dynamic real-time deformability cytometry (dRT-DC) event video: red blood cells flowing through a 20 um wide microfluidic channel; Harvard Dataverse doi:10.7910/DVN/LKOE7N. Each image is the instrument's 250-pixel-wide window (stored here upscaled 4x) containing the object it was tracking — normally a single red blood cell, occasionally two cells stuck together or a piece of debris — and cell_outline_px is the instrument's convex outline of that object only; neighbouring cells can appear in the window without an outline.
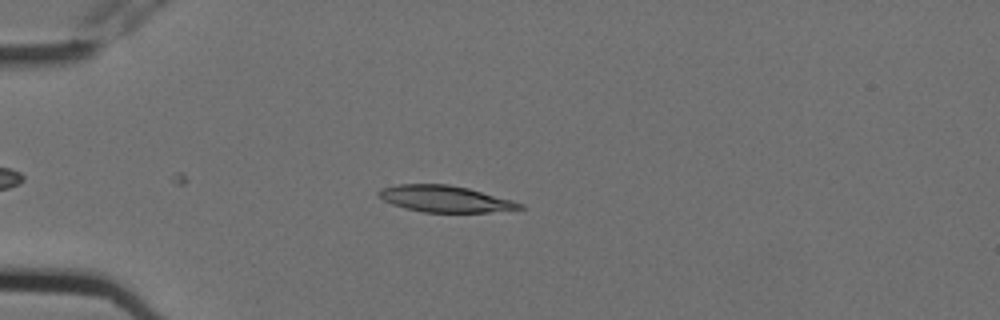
{"species": "Egyptian fruit bat (a non-hibernating species)", "species_latin": "Rousettus aegyptiacus", "temperature_condition": "cold", "stored_images_in_passage": 8, "camera_frame_rate_fps": 3000, "um_per_image_px": 0.085, "animal": {"sex": "female"}, "frame": {"image": 1, "passage_image": 4, "time_ms": 1.0, "image_size_px": [1000, 320], "cell_outline_px": [[524, 208], [488, 212], [424, 212], [392, 204], [376, 196], [376, 192], [380, 188], [396, 184], [448, 184], [468, 188], [512, 200], [524, 204]], "centroid_in_image_um": [37.78, 16.89], "position_along_channel_um": 47.2, "area_um2": 21.68}}
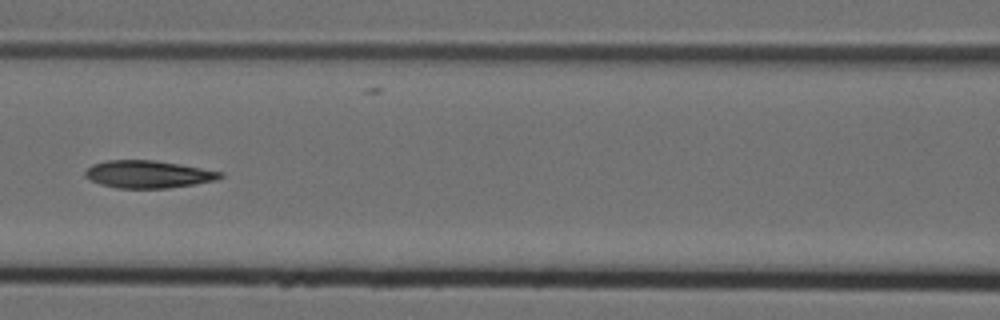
{"frame": {"image": 2, "passage_image": 7, "time_ms": 2.0, "image_size_px": [1000, 320], "cell_outline_px": [[224, 176], [216, 180], [168, 188], [116, 188], [100, 184], [84, 176], [84, 172], [92, 164], [104, 160], [152, 160], [180, 164], [224, 172]], "centroid_in_image_um": [12.58, 14.8], "position_along_channel_um": 154.0, "area_um2": 21.62}}
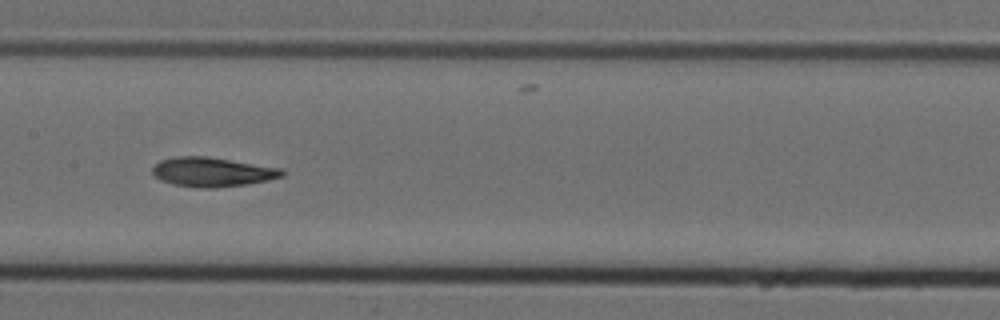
{"frame": {"image": 3, "passage_image": 8, "time_ms": 2.333, "image_size_px": [1000, 320], "cell_outline_px": [[284, 176], [268, 180], [244, 184], [212, 188], [196, 188], [172, 184], [160, 180], [152, 176], [152, 168], [160, 160], [172, 156], [208, 156], [284, 168]], "centroid_in_image_um": [18.02, 14.61], "position_along_channel_um": 189.4, "area_um2": 22.48}}